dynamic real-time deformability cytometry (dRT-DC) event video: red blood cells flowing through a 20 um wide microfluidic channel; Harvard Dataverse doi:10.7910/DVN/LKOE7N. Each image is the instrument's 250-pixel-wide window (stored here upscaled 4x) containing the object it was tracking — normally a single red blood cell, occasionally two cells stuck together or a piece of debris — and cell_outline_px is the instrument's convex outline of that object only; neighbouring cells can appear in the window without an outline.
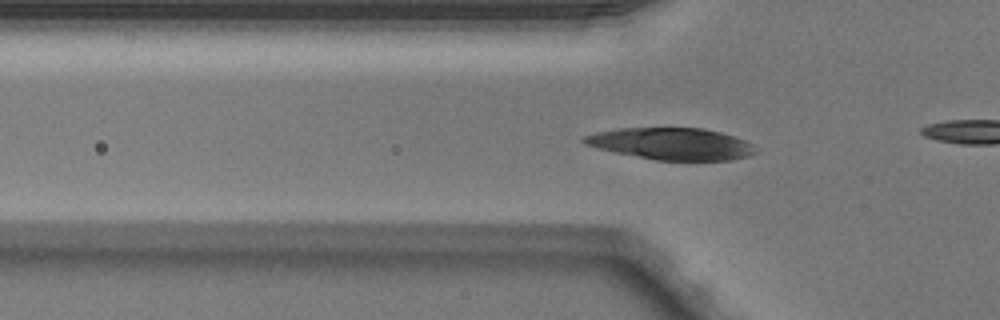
{"species": "Egyptian fruit bat (a non-hibernating species)", "species_latin": "Rousettus aegyptiacus", "temperature_condition": "warm", "stored_images_in_passage": 44, "camera_frame_rate_fps": 3000, "um_per_image_px": 0.085, "animal": {"sex": "male"}, "frame": {"image": 1, "passage_image": 10, "time_ms": 3.0, "image_size_px": [1000, 320], "cell_outline_px": [[760, 152], [748, 156], [732, 160], [656, 160], [596, 148], [584, 144], [580, 140], [584, 136], [596, 132], [620, 128], [704, 128], [720, 132], [744, 140], [752, 144]], "centroid_in_image_um": [57.09, 12.22], "position_along_channel_um": 68.7, "area_um2": 31.79}}
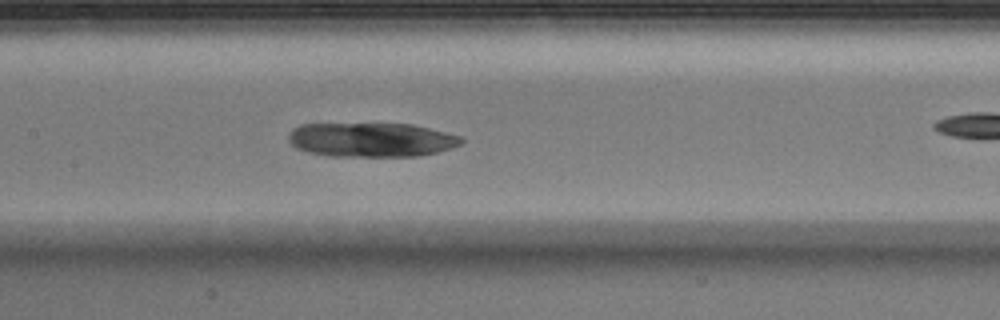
{"frame": {"image": 2, "passage_image": 18, "time_ms": 5.667, "image_size_px": [1000, 320], "cell_outline_px": [[464, 140], [460, 144], [452, 148], [420, 156], [328, 156], [308, 152], [296, 148], [288, 140], [288, 132], [292, 128], [300, 124], [412, 124], [460, 136]], "centroid_in_image_um": [31.52, 11.88], "position_along_channel_um": 175.9, "area_um2": 34.51}}
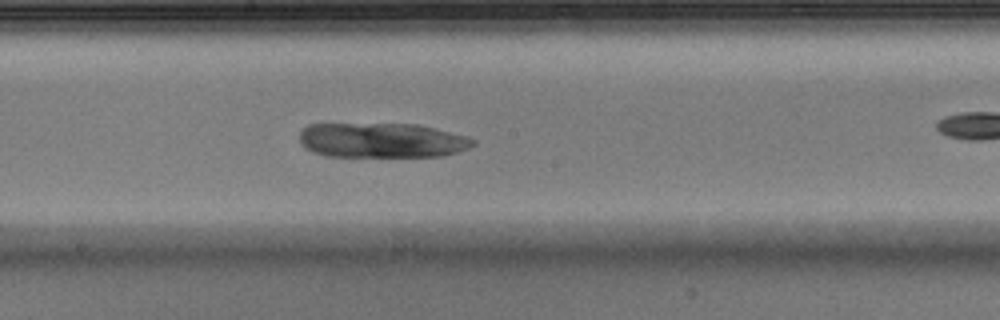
{"frame": {"image": 3, "passage_image": 21, "time_ms": 6.667, "image_size_px": [1000, 320], "cell_outline_px": [[476, 144], [468, 148], [444, 156], [324, 156], [312, 152], [304, 148], [300, 144], [300, 132], [308, 124], [416, 124], [436, 128], [468, 136], [476, 140]], "centroid_in_image_um": [32.46, 11.92], "position_along_channel_um": 215.7, "area_um2": 35.43}}